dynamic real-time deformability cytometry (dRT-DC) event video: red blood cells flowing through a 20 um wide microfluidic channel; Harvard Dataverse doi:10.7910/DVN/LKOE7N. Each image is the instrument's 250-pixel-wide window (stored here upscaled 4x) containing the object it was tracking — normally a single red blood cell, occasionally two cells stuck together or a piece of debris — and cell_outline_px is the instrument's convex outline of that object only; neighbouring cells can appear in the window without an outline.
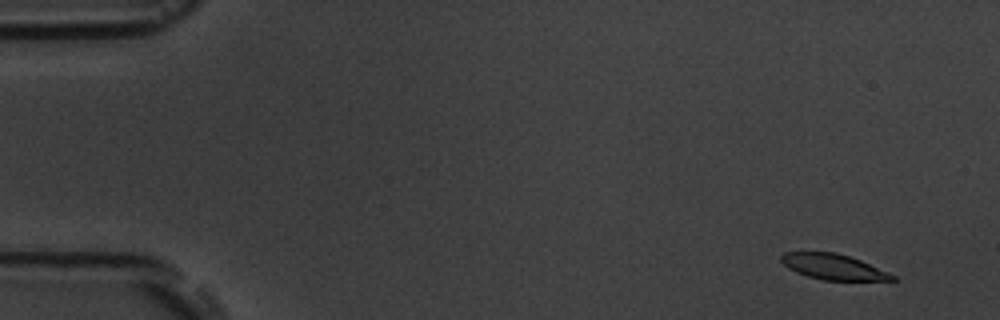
{"species": "common noctule bat (a hibernating species)", "species_latin": "Nyctalus noctula", "temperature_condition": "room temperature", "stored_images_in_passage": 6, "camera_frame_rate_fps": 3000, "um_per_image_px": 0.085, "animal": {"sex": "male", "body_mass_g": 19.5, "forearm_length_mm": 54.6}, "frame": {"image": 1, "passage_image": 2, "time_ms": 1.0, "image_size_px": [1000, 320], "cell_outline_px": [[900, 280], [824, 280], [808, 276], [796, 272], [788, 268], [780, 260], [780, 256], [784, 252], [836, 252], [860, 260], [888, 272], [896, 276]], "centroid_in_image_um": [70.83, 22.68], "position_along_channel_um": 14.2, "area_um2": 16.42}}
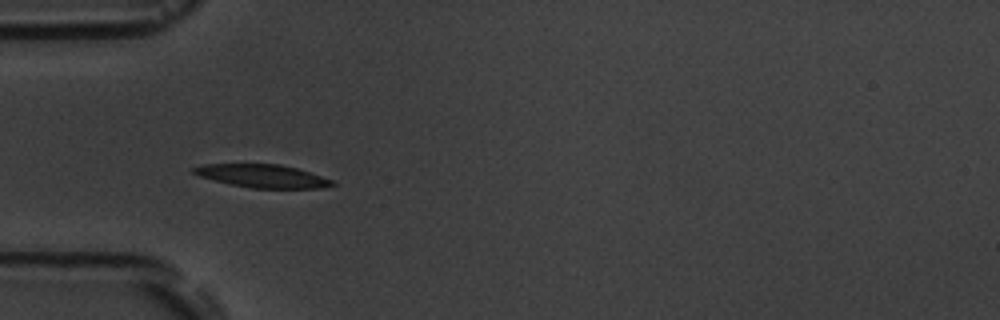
{"frame": {"image": 2, "passage_image": 6, "time_ms": 5.667, "image_size_px": [1000, 320], "cell_outline_px": [[336, 184], [320, 188], [252, 188], [232, 184], [200, 176], [192, 172], [192, 168], [204, 164], [280, 164], [296, 168], [332, 180]], "centroid_in_image_um": [22.3, 14.95], "position_along_channel_um": 62.7, "area_um2": 18.26}}